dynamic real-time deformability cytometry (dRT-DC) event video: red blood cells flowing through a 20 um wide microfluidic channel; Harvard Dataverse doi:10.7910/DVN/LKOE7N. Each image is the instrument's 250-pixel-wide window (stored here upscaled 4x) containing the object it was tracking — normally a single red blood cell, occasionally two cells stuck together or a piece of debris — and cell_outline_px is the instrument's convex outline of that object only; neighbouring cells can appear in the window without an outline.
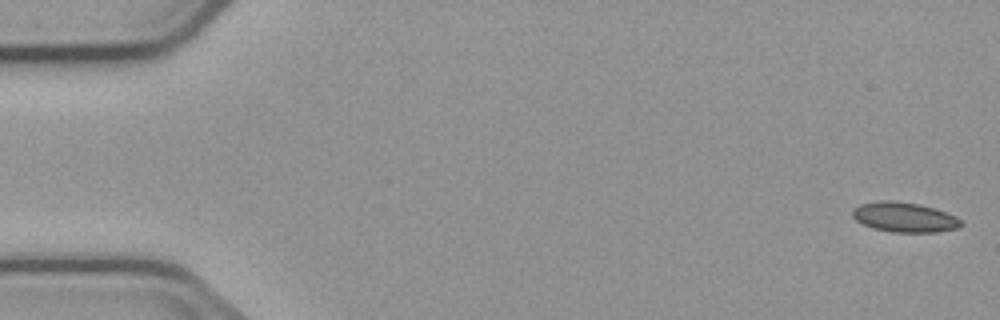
{"species": "common noctule bat (a hibernating species)", "species_latin": "Nyctalus noctula", "temperature_condition": "cold", "stored_images_in_passage": 19, "camera_frame_rate_fps": 3000, "um_per_image_px": 0.085, "animal": {"sex": "male", "body_mass_g": 23.1, "forearm_length_mm": 52.7}, "frame": {"image": 1, "passage_image": 1, "time_ms": 0.0, "image_size_px": [1000, 320], "cell_outline_px": [[960, 224], [956, 228], [936, 232], [892, 232], [872, 228], [856, 220], [852, 216], [852, 208], [860, 204], [880, 200], [892, 200], [920, 204], [956, 216], [960, 220]], "centroid_in_image_um": [76.8, 18.45], "position_along_channel_um": 8.2, "area_um2": 18.73}}